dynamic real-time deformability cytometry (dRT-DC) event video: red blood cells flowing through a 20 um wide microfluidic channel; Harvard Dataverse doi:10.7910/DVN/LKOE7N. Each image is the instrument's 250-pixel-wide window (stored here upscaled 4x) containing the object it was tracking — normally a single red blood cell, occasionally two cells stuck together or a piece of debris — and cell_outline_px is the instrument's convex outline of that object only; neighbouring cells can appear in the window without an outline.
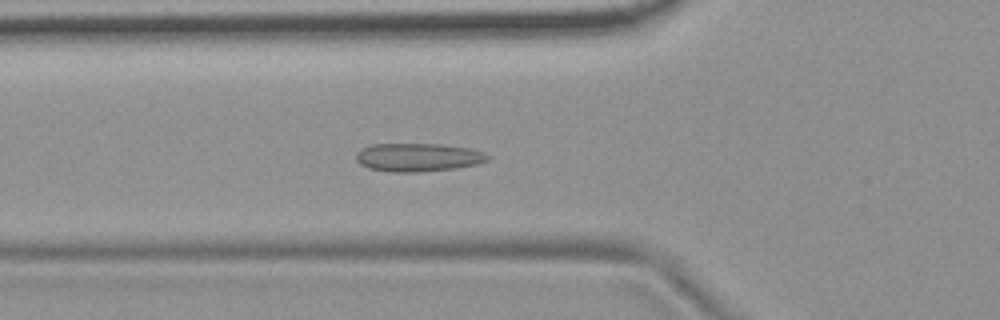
{"species": "common noctule bat (a hibernating species)", "species_latin": "Nyctalus noctula", "temperature_condition": "room temperature", "stored_images_in_passage": 46, "camera_frame_rate_fps": 3000, "um_per_image_px": 0.085, "animal": {"sex": "female", "body_mass_g": 19.9}, "frame": {"image": 1, "passage_image": 11, "time_ms": 3.333, "image_size_px": [1000, 320], "cell_outline_px": [[492, 156], [488, 160], [476, 164], [456, 168], [416, 172], [392, 172], [368, 168], [360, 164], [356, 160], [356, 152], [360, 148], [372, 144], [440, 144], [468, 148], [484, 152]], "centroid_in_image_um": [35.51, 13.37], "position_along_channel_um": 90.3, "area_um2": 21.79}}
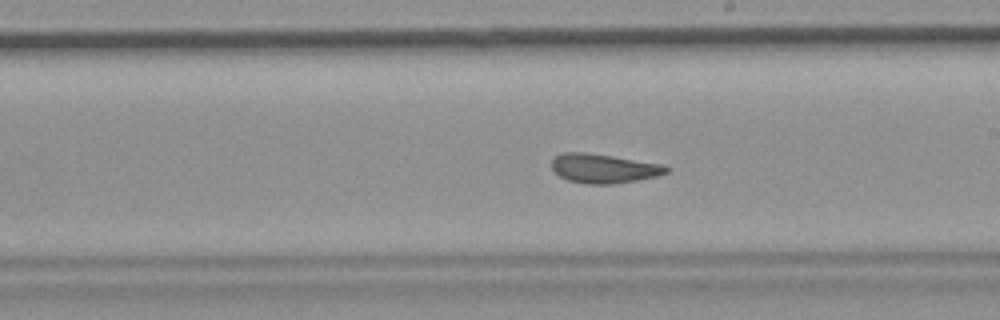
{"frame": {"image": 2, "passage_image": 23, "time_ms": 7.333, "image_size_px": [1000, 320], "cell_outline_px": [[668, 172], [660, 176], [612, 184], [588, 184], [568, 180], [552, 172], [552, 156], [564, 152], [584, 152], [612, 156], [664, 164], [668, 168]], "centroid_in_image_um": [51.29, 14.31], "position_along_channel_um": 237.7, "area_um2": 19.65}}
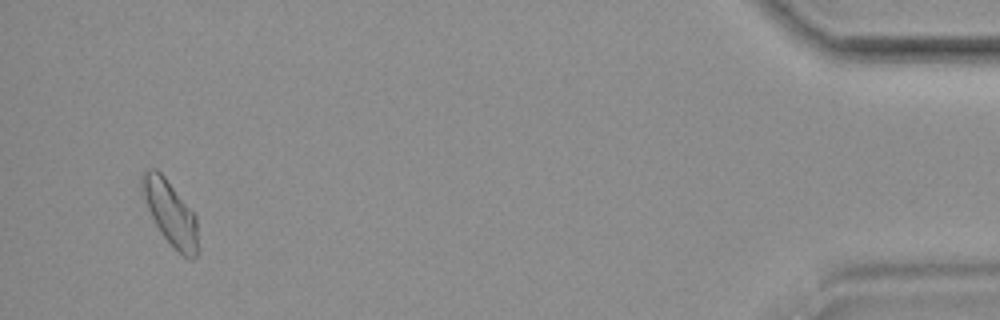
{"frame": {"image": 3, "passage_image": 44, "time_ms": 14.333, "image_size_px": [1000, 320], "cell_outline_px": [[196, 256], [192, 260], [184, 256], [160, 232], [140, 192], [140, 176], [148, 168], [156, 168], [164, 176], [196, 216]], "centroid_in_image_um": [14.42, 18.02], "position_along_channel_um": 420.8, "area_um2": 20.4}, "authors_computed_cell_mechanics": {"area_um2": 20.23, "velocity_mm_per_s": 3.6868, "shape_relaxation_time_tau1_ms": null, "shape_relaxation_time_tau2_ms": 1.5272, "deformation_change_tau1": null, "deformation_change_tau2": 0.0919}}